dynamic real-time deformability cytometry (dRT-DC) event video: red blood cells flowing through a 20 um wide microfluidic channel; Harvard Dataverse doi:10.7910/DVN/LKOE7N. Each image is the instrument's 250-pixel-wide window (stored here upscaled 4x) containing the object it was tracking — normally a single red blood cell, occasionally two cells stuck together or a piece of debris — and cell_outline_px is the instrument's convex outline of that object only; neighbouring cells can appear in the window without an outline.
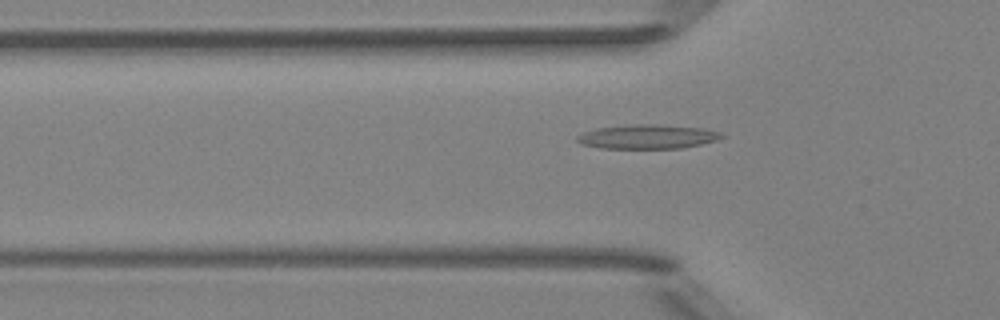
{"species": "Egyptian fruit bat (a non-hibernating species)", "species_latin": "Rousettus aegyptiacus", "temperature_condition": "room temperature", "stored_images_in_passage": 38, "camera_frame_rate_fps": 3000, "um_per_image_px": 0.085, "animal": {"sex": "female"}, "frame": {"image": 1, "passage_image": 9, "time_ms": 2.667, "image_size_px": [1000, 320], "cell_outline_px": [[724, 136], [716, 140], [700, 144], [680, 148], [600, 148], [580, 144], [576, 140], [576, 136], [584, 132], [596, 128], [624, 124], [660, 124], [704, 128], [720, 132]], "centroid_in_image_um": [54.99, 11.6], "position_along_channel_um": 70.8, "area_um2": 20.52}}
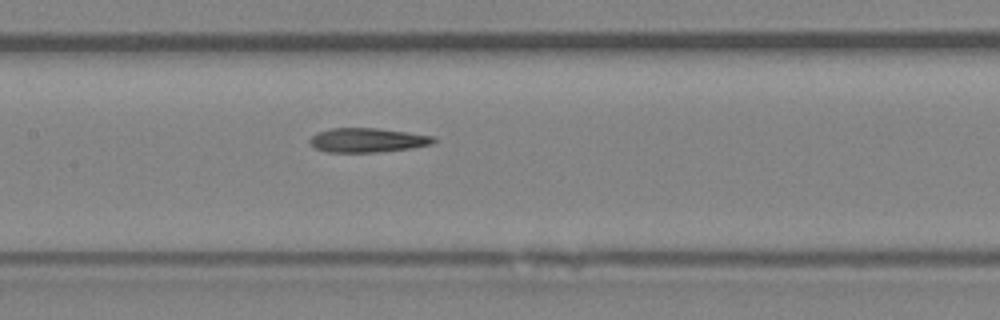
{"frame": {"image": 2, "passage_image": 17, "time_ms": 5.333, "image_size_px": [1000, 320], "cell_outline_px": [[436, 140], [432, 144], [412, 148], [376, 152], [324, 152], [308, 144], [308, 140], [316, 132], [332, 128], [376, 128], [408, 132], [436, 136]], "centroid_in_image_um": [31.22, 11.91], "position_along_channel_um": 176.2, "area_um2": 17.69}}
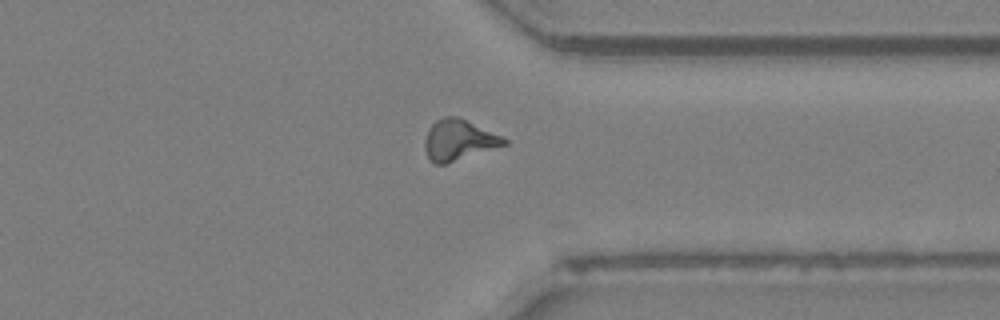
{"frame": {"image": 3, "passage_image": 32, "time_ms": 10.333, "image_size_px": [1000, 320], "cell_outline_px": [[508, 144], [448, 164], [432, 164], [424, 148], [424, 140], [428, 128], [436, 120], [444, 116], [456, 116], [500, 136], [508, 140]], "centroid_in_image_um": [38.94, 11.93], "position_along_channel_um": 372.5, "area_um2": 18.79}}